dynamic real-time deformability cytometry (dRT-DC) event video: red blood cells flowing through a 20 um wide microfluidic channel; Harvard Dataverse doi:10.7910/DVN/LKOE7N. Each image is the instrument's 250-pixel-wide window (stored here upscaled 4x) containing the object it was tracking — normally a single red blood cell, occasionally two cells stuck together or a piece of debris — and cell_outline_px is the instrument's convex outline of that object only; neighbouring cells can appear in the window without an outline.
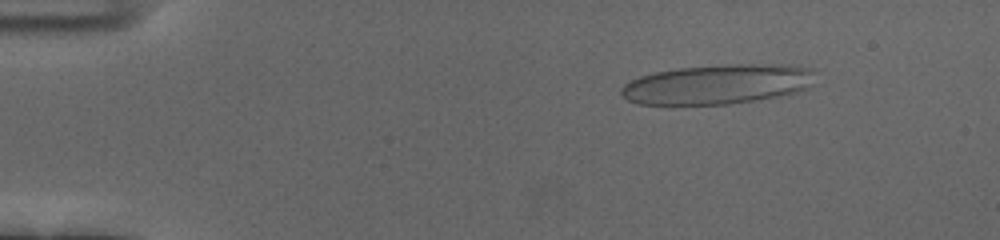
{"species": "human", "species_latin": "Homo sapiens", "temperature_condition": "cold", "stored_images_in_passage": 56, "camera_frame_rate_fps": 3000, "um_per_image_px": 0.085, "donor": {"sex": "female"}, "frame": {"image": 1, "passage_image": 8, "time_ms": 2.333, "image_size_px": [1000, 240], "cell_outline_px": [[816, 68], [808, 88], [796, 92], [752, 100], [728, 104], [636, 104], [628, 100], [620, 92], [620, 88], [624, 84], [640, 76], [656, 72], [680, 68], [736, 64], [780, 64]], "centroid_in_image_um": [60.98, 7.15], "position_along_channel_um": 24.0, "area_um2": 44.45}}
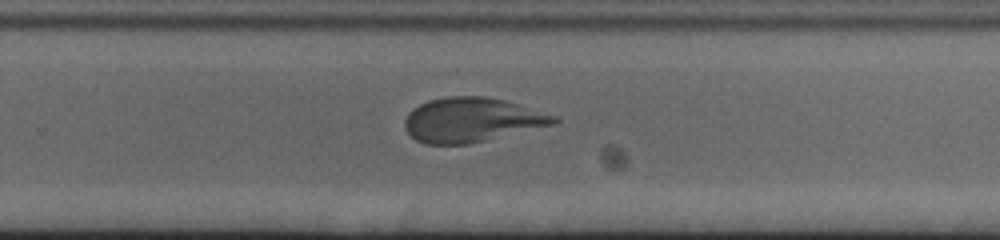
{"frame": {"image": 2, "passage_image": 37, "time_ms": 12.0, "image_size_px": [1000, 240], "cell_outline_px": [[560, 120], [556, 124], [468, 144], [424, 144], [416, 140], [404, 128], [404, 120], [408, 112], [420, 104], [428, 100], [448, 96], [484, 96], [504, 100], [556, 116]], "centroid_in_image_um": [40.07, 10.19], "position_along_channel_um": 289.7, "area_um2": 38.44}}
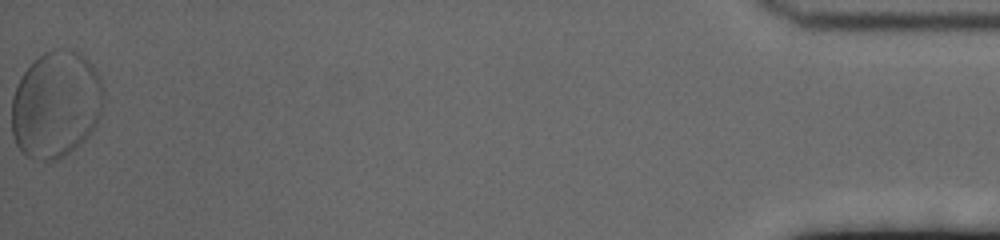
{"frame": {"image": 3, "passage_image": 56, "time_ms": 18.333, "image_size_px": [1000, 240], "cell_outline_px": [[104, 104], [100, 116], [88, 136], [84, 140], [64, 156], [56, 160], [40, 160], [28, 156], [16, 144], [12, 132], [12, 96], [16, 84], [20, 76], [44, 52], [56, 48], [72, 48], [80, 52], [92, 64], [100, 80], [104, 96]], "centroid_in_image_um": [4.76, 8.85], "position_along_channel_um": 430.4, "area_um2": 57.28}, "authors_computed_cell_mechanics": {"area_um2": 41.0958, "velocity_mm_per_s": 3.6329, "shape_relaxation_time_tau1_ms": 7.7131, "shape_relaxation_time_tau2_ms": null, "deformation_change_tau1": 0.2813, "deformation_change_tau2": null}}